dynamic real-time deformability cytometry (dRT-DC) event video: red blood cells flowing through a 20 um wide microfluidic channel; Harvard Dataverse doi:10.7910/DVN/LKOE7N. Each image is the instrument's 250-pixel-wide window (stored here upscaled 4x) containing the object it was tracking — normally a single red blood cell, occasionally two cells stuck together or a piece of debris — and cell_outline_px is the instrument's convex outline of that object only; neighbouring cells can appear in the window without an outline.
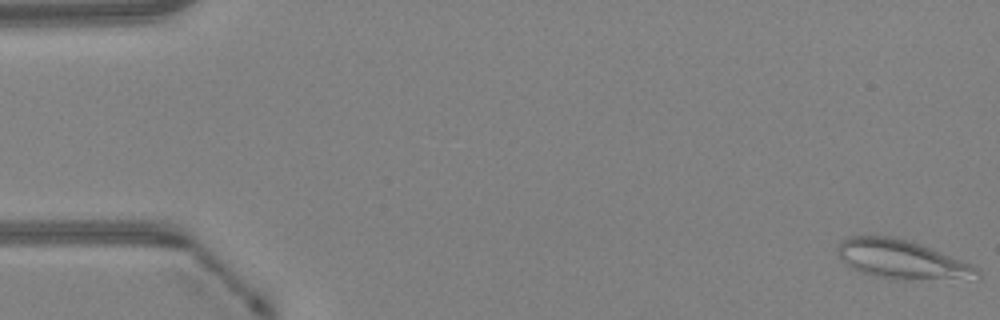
{"species": "Egyptian fruit bat (a non-hibernating species)", "species_latin": "Rousettus aegyptiacus", "temperature_condition": "warm", "stored_images_in_passage": 48, "camera_frame_rate_fps": 3000, "um_per_image_px": 0.085, "animal": {"sex": "female"}, "frame": {"image": 1, "passage_image": 1, "time_ms": 0.0, "image_size_px": [1000, 320], "cell_outline_px": [[980, 280], [892, 280], [860, 272], [844, 264], [836, 252], [836, 244], [848, 236], [892, 236], [912, 240], [972, 264], [980, 268]], "centroid_in_image_um": [76.71, 22.08], "position_along_channel_um": 8.3, "area_um2": 32.89}}
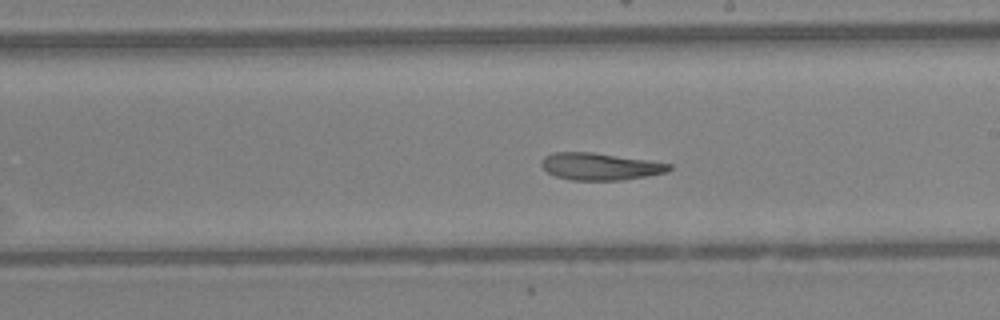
{"frame": {"image": 2, "passage_image": 28, "time_ms": 9.0, "image_size_px": [1000, 320], "cell_outline_px": [[672, 168], [668, 172], [648, 176], [624, 180], [572, 180], [556, 176], [548, 172], [540, 164], [540, 160], [544, 156], [556, 152], [592, 152], [648, 160], [672, 164]], "centroid_in_image_um": [51.02, 14.15], "position_along_channel_um": 238.0, "area_um2": 20.23}}
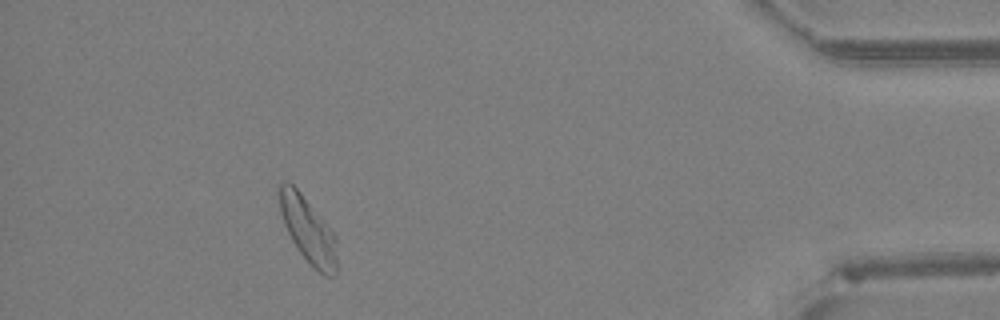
{"frame": {"image": 3, "passage_image": 44, "time_ms": 14.333, "image_size_px": [1000, 320], "cell_outline_px": [[336, 272], [332, 276], [324, 276], [312, 268], [300, 252], [292, 240], [284, 224], [280, 212], [276, 192], [280, 184], [284, 180], [292, 184], [300, 192], [336, 236]], "centroid_in_image_um": [26.14, 19.54], "position_along_channel_um": 409.1, "area_um2": 22.02}, "authors_computed_cell_mechanics": {"area_um2": 21.7617, "velocity_mm_per_s": 4.2315, "shape_relaxation_time_tau1_ms": null, "shape_relaxation_time_tau2_ms": 4.4284, "deformation_change_tau1": null, "deformation_change_tau2": 0.1149}}